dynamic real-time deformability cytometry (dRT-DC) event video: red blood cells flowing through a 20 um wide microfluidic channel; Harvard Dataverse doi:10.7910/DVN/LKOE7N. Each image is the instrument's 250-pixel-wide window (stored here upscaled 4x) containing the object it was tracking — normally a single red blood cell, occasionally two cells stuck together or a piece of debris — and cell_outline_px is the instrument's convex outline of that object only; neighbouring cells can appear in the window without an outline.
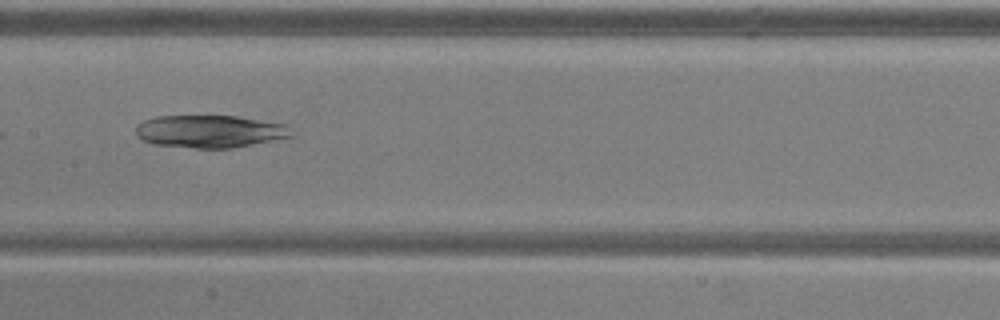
{"species": "common noctule bat (a hibernating species)", "species_latin": "Nyctalus noctula", "temperature_condition": "warm", "stored_images_in_passage": 17, "camera_frame_rate_fps": 3000, "um_per_image_px": 0.085, "animal": {"sex": "male", "body_mass_g": 20.5, "forearm_length_mm": 52.5}, "frame": {"image": 1, "passage_image": 12, "time_ms": 3.667, "image_size_px": [1000, 320], "cell_outline_px": [[296, 136], [232, 148], [192, 148], [152, 144], [136, 136], [136, 124], [144, 120], [156, 116], [236, 116], [284, 124]], "centroid_in_image_um": [17.81, 11.17], "position_along_channel_um": 189.6, "area_um2": 29.59}}